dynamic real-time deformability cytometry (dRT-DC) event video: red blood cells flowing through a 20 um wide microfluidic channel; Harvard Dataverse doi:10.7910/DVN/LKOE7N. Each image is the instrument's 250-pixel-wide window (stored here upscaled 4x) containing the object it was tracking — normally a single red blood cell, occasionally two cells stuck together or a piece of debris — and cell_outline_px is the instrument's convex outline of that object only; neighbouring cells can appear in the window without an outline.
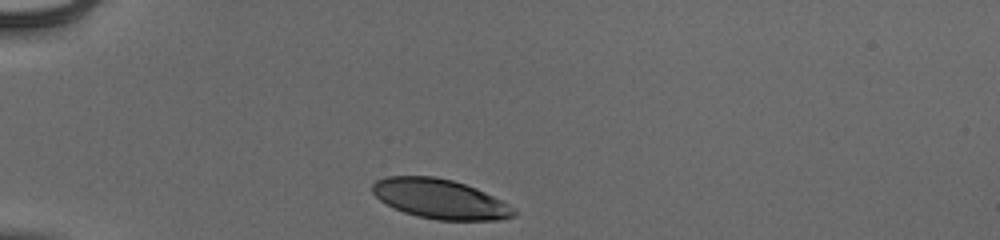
{"species": "human", "species_latin": "Homo sapiens", "temperature_condition": "cold", "stored_images_in_passage": 31, "camera_frame_rate_fps": 3000, "um_per_image_px": 0.085, "donor": {"sex": "male"}, "frame": {"image": 1, "passage_image": 1, "time_ms": 0.0, "image_size_px": [1000, 240], "cell_outline_px": [[516, 216], [500, 220], [436, 220], [416, 216], [404, 212], [380, 200], [372, 192], [372, 184], [376, 180], [384, 176], [436, 176], [452, 180], [476, 188], [508, 204], [516, 212]], "centroid_in_image_um": [37.39, 16.91], "position_along_channel_um": 47.6, "area_um2": 32.54}}
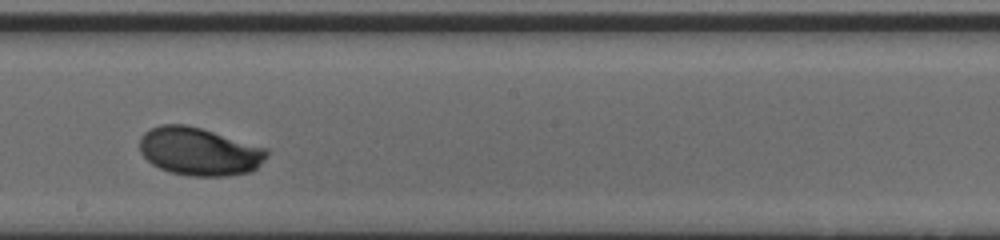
{"frame": {"image": 2, "passage_image": 18, "time_ms": 5.667, "image_size_px": [1000, 240], "cell_outline_px": [[268, 156], [252, 172], [228, 176], [188, 176], [168, 172], [152, 164], [140, 152], [140, 136], [144, 132], [160, 124], [184, 124], [200, 128], [268, 148]], "centroid_in_image_um": [16.94, 12.89], "position_along_channel_um": 231.3, "area_um2": 35.72}}
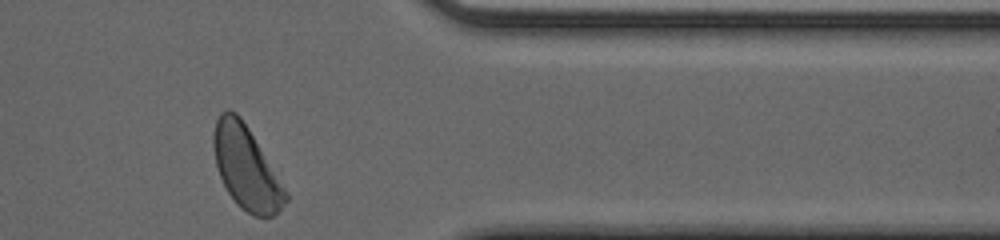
{"frame": {"image": 3, "passage_image": 31, "time_ms": 10.0, "image_size_px": [1000, 240], "cell_outline_px": [[288, 200], [272, 216], [252, 216], [236, 204], [228, 192], [220, 176], [216, 164], [212, 144], [212, 132], [216, 120], [220, 112], [228, 108], [236, 112], [240, 116], [248, 128], [288, 192]], "centroid_in_image_um": [20.9, 14.23], "position_along_channel_um": 390.5, "area_um2": 34.68}, "authors_computed_cell_mechanics": {"area_um2": 34.8534, "velocity_mm_per_s": 3.8901, "shape_relaxation_time_tau1_ms": 3.132, "shape_relaxation_time_tau2_ms": null, "deformation_change_tau1": 0.1538, "deformation_change_tau2": null}}